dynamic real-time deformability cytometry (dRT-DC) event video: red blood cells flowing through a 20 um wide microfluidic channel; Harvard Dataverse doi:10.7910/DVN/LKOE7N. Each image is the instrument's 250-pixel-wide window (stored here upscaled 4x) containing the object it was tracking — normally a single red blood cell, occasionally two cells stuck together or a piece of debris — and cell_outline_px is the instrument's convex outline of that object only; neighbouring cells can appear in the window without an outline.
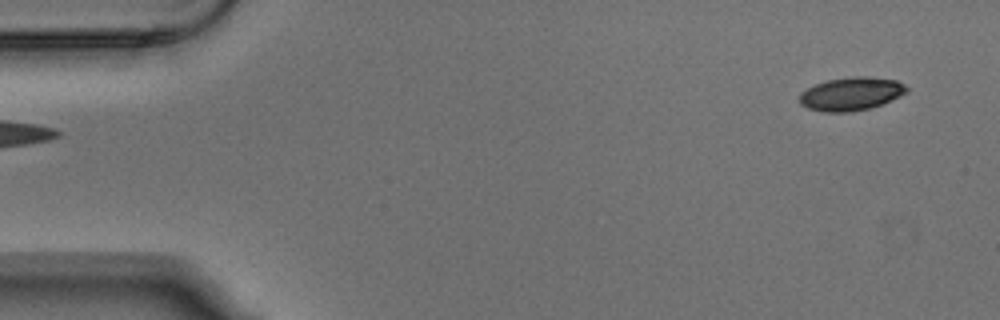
{"species": "Egyptian fruit bat (a non-hibernating species)", "species_latin": "Rousettus aegyptiacus", "temperature_condition": "warm", "stored_images_in_passage": 3, "segment_of_instrument_passage": [2, 2], "camera_frame_rate_fps": 3000, "um_per_image_px": 0.085, "animal": {"sex": "male"}, "frame": {"image": 1, "passage_image": 3, "time_ms": 0.667, "image_size_px": [1000, 320], "cell_outline_px": [[908, 92], [900, 96], [872, 108], [848, 112], [824, 112], [808, 108], [800, 104], [800, 92], [816, 84], [828, 80], [852, 76], [868, 76], [896, 80], [904, 84], [908, 88]], "centroid_in_image_um": [72.36, 7.97], "position_along_channel_um": 12.6, "area_um2": 20.81}}